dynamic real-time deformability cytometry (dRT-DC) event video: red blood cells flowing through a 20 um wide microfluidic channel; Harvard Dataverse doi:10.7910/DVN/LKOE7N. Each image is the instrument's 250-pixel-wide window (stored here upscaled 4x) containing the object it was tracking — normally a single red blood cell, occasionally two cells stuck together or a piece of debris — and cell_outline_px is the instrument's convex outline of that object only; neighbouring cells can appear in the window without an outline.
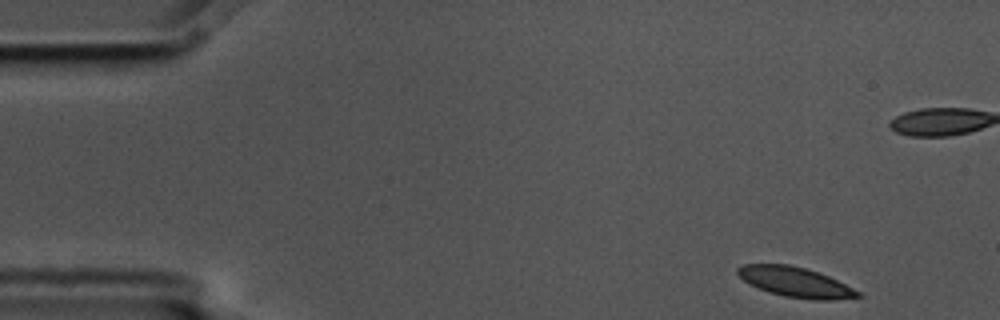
{"species": "common noctule bat (a hibernating species)", "species_latin": "Nyctalus noctula", "temperature_condition": "cold", "stored_images_in_passage": 5, "camera_frame_rate_fps": 3000, "um_per_image_px": 0.085, "animal": {"sex": "male", "body_mass_g": 17.5, "forearm_length_mm": 52.3}, "frame": {"image": 1, "passage_image": 1, "time_ms": 0.0, "image_size_px": [1000, 320], "cell_outline_px": [[864, 296], [832, 300], [812, 300], [784, 296], [748, 284], [736, 272], [736, 268], [744, 264], [788, 264], [804, 268], [828, 276], [860, 292]], "centroid_in_image_um": [67.6, 23.98], "position_along_channel_um": 17.4, "area_um2": 20.69}}